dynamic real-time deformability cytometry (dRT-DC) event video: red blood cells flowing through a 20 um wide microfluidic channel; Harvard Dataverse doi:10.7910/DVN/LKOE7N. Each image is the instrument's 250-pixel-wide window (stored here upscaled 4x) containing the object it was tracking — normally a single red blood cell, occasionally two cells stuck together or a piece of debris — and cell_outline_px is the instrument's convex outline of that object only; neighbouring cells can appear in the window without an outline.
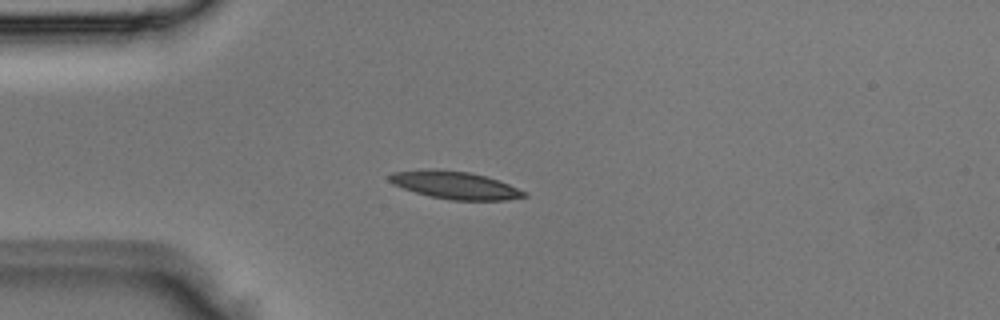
{"species": "Egyptian fruit bat (a non-hibernating species)", "species_latin": "Rousettus aegyptiacus", "temperature_condition": "room temperature", "stored_images_in_passage": 3, "camera_frame_rate_fps": 3000, "um_per_image_px": 0.085, "animal": {"sex": "male"}, "frame": {"image": 1, "passage_image": 3, "time_ms": 0.667, "image_size_px": [1000, 320], "cell_outline_px": [[528, 196], [504, 200], [452, 200], [432, 196], [416, 192], [392, 184], [388, 180], [388, 176], [392, 172], [428, 168], [432, 168], [468, 172], [484, 176], [508, 184], [528, 192]], "centroid_in_image_um": [38.65, 15.72], "position_along_channel_um": 46.3, "area_um2": 21.56}}